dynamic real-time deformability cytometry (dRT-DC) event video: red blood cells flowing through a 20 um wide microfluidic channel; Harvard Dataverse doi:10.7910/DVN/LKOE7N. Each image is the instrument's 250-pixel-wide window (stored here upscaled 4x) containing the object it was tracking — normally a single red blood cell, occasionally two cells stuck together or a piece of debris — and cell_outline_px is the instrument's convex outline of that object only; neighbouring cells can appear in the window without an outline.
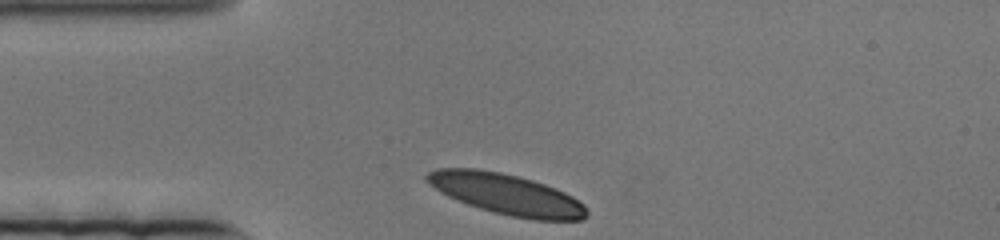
{"species": "human", "species_latin": "Homo sapiens", "temperature_condition": "cold", "stored_images_in_passage": 48, "camera_frame_rate_fps": 3000, "um_per_image_px": 0.085, "donor": {"sex": "female"}, "frame": {"image": 1, "passage_image": 1, "time_ms": 0.0, "image_size_px": [1000, 240], "cell_outline_px": [[588, 216], [584, 220], [536, 220], [512, 216], [480, 208], [468, 204], [448, 196], [440, 192], [424, 180], [424, 176], [428, 172], [436, 168], [476, 168], [500, 172], [532, 180], [544, 184], [564, 192], [572, 196], [584, 204], [588, 212]], "centroid_in_image_um": [43.05, 16.5], "position_along_channel_um": 42.0, "area_um2": 37.8}}
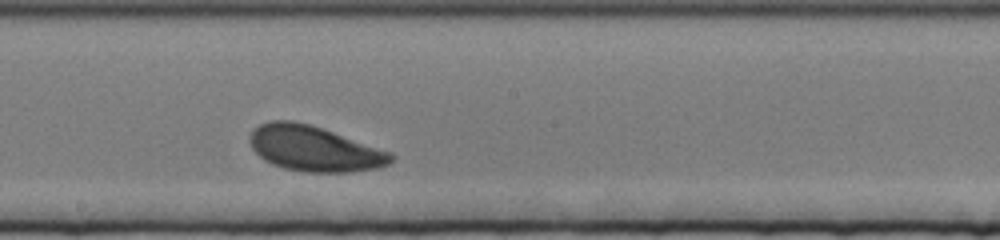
{"frame": {"image": 2, "passage_image": 27, "time_ms": 8.667, "image_size_px": [1000, 240], "cell_outline_px": [[396, 156], [388, 164], [376, 168], [352, 172], [304, 172], [284, 168], [272, 164], [264, 160], [252, 148], [248, 140], [252, 132], [260, 124], [268, 120], [292, 120], [308, 124], [392, 152]], "centroid_in_image_um": [26.7, 12.64], "position_along_channel_um": 221.5, "area_um2": 37.11}}
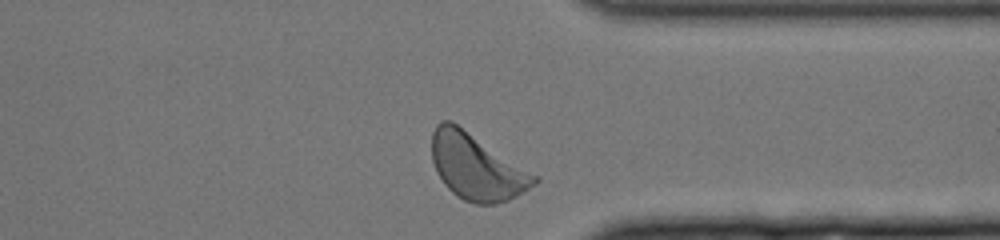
{"frame": {"image": 3, "passage_image": 47, "time_ms": 15.333, "image_size_px": [1000, 240], "cell_outline_px": [[540, 180], [536, 184], [516, 196], [508, 200], [496, 204], [476, 204], [464, 200], [456, 196], [444, 184], [436, 172], [432, 160], [432, 132], [436, 124], [440, 120], [452, 120], [540, 176]], "centroid_in_image_um": [40.52, 14.16], "position_along_channel_um": 370.9, "area_um2": 39.94}}